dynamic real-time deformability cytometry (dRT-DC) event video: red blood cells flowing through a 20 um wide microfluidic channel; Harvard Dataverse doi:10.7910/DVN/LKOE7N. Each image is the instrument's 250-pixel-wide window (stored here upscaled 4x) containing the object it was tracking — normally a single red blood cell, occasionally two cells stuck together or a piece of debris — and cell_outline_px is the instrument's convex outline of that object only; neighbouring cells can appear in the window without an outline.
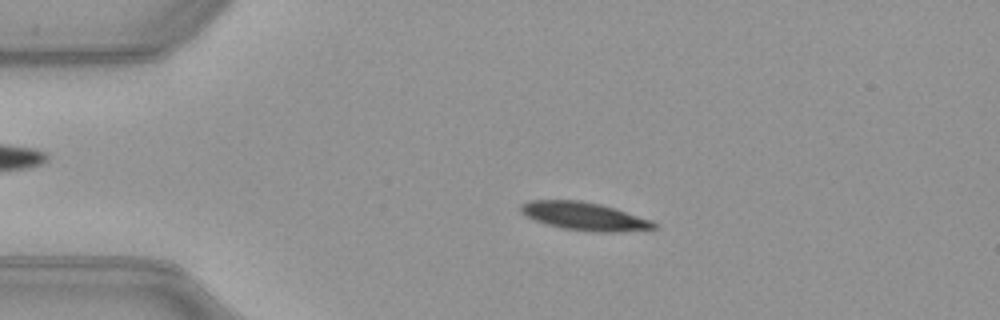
{"species": "common noctule bat (a hibernating species)", "species_latin": "Nyctalus noctula", "temperature_condition": "warm", "stored_images_in_passage": 50, "camera_frame_rate_fps": 3000, "um_per_image_px": 0.085, "animal": {"sex": "female", "body_mass_g": 21.9}, "frame": {"image": 1, "passage_image": 10, "time_ms": 3.0, "image_size_px": [1000, 320], "cell_outline_px": [[656, 228], [616, 232], [592, 232], [560, 228], [544, 224], [524, 216], [520, 212], [520, 204], [528, 200], [580, 200], [600, 204], [652, 220], [656, 224]], "centroid_in_image_um": [49.59, 18.38], "position_along_channel_um": 35.4, "area_um2": 21.91}}
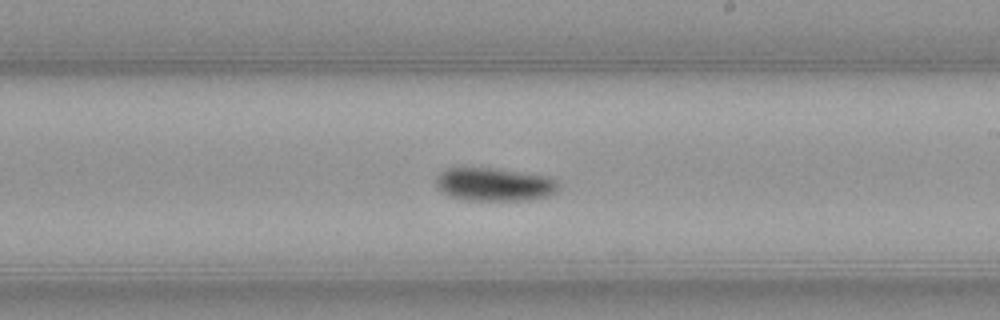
{"frame": {"image": 2, "passage_image": 29, "time_ms": 9.333, "image_size_px": [1000, 320], "cell_outline_px": [[560, 184], [556, 192], [548, 196], [528, 200], [464, 200], [452, 196], [436, 188], [436, 176], [440, 172], [448, 168], [496, 168], [548, 176], [556, 180]], "centroid_in_image_um": [42.04, 15.67], "position_along_channel_um": 247.0, "area_um2": 23.81}}
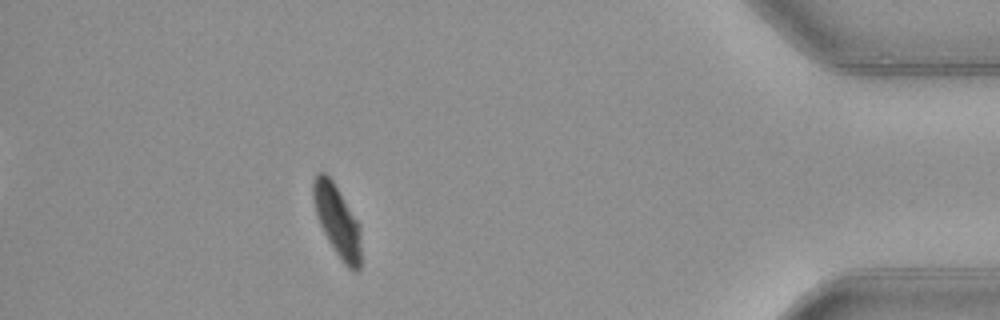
{"frame": {"image": 3, "passage_image": 45, "time_ms": 14.667, "image_size_px": [1000, 320], "cell_outline_px": [[360, 268], [356, 272], [352, 272], [344, 264], [328, 240], [320, 224], [312, 200], [312, 180], [316, 172], [324, 172], [332, 180], [360, 224]], "centroid_in_image_um": [28.65, 18.75], "position_along_channel_um": 406.5, "area_um2": 19.88}, "authors_computed_cell_mechanics": {"area_um2": 22.1663, "velocity_mm_per_s": 3.9843, "shape_relaxation_time_tau1_ms": 3.0506, "shape_relaxation_time_tau2_ms": null, "deformation_change_tau1": 0.1584, "deformation_change_tau2": null}}